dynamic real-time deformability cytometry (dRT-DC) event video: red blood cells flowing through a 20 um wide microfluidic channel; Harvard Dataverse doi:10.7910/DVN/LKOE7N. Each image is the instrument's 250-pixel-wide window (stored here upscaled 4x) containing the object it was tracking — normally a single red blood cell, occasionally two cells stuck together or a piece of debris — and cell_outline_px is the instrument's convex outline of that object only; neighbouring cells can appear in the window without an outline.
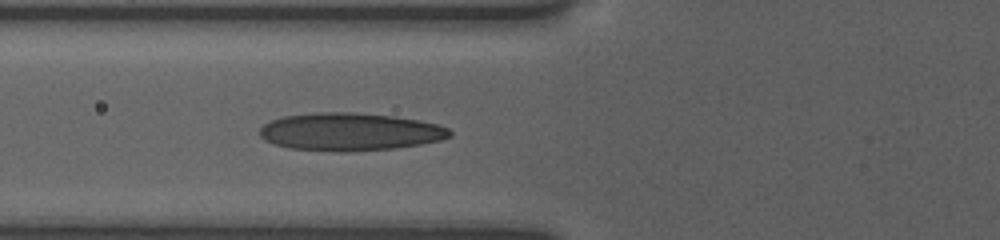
{"species": "human", "species_latin": "Homo sapiens", "temperature_condition": "room temperature", "stored_images_in_passage": 10, "camera_frame_rate_fps": 3000, "um_per_image_px": 0.085, "donor": {"sex": "female"}, "frame": {"image": 1, "passage_image": 10, "time_ms": 7.0, "image_size_px": [1000, 240], "cell_outline_px": [[452, 136], [440, 140], [420, 144], [396, 148], [352, 152], [336, 152], [288, 148], [264, 140], [260, 136], [260, 128], [264, 124], [272, 120], [284, 116], [320, 112], [356, 112], [392, 116], [416, 120], [436, 124], [448, 128], [452, 132]], "centroid_in_image_um": [29.73, 11.21], "position_along_channel_um": 96.1, "area_um2": 41.91}}